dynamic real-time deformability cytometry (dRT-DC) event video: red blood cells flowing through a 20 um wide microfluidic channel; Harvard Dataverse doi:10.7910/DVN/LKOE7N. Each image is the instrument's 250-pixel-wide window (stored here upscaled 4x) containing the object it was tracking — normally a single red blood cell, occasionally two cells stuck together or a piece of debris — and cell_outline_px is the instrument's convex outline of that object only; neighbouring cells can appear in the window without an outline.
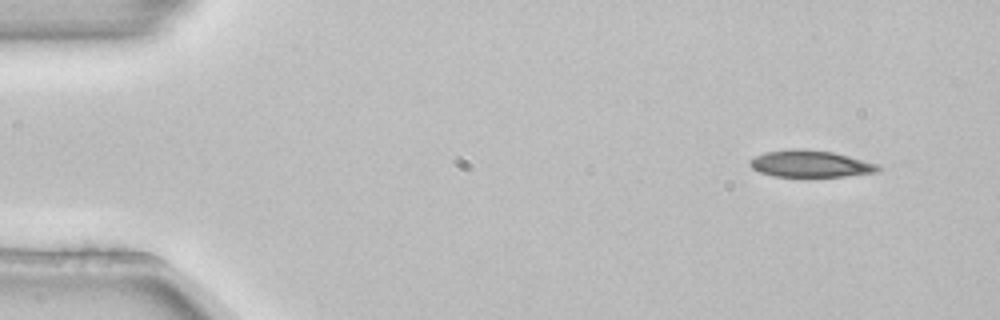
{"species": "common noctule bat (a hibernating species)", "species_latin": "Nyctalus noctula", "temperature_condition": "room temperature", "stored_images_in_passage": 3, "camera_frame_rate_fps": 3000, "um_per_image_px": 0.085, "animal": {"sex": "female", "body_mass_g": 22.7, "forearm_length_mm": 54.2}, "frame": {"image": 1, "passage_image": 1, "time_ms": 0.0, "image_size_px": [1000, 320], "cell_outline_px": [[880, 168], [876, 172], [844, 176], [776, 176], [760, 172], [752, 168], [748, 164], [748, 160], [764, 152], [792, 148], [804, 148], [832, 152], [880, 164]], "centroid_in_image_um": [68.85, 13.9], "position_along_channel_um": 16.1, "area_um2": 20.0}}